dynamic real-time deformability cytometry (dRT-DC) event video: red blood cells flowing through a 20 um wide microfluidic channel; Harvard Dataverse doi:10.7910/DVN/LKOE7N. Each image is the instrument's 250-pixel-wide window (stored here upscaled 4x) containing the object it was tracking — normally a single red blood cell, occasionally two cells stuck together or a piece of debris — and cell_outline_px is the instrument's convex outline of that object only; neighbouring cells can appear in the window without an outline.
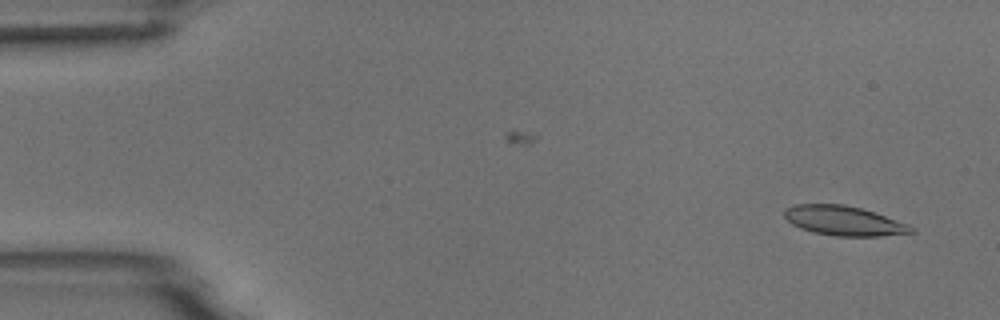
{"species": "common noctule bat (a hibernating species)", "species_latin": "Nyctalus noctula", "temperature_condition": "room temperature", "stored_images_in_passage": 3, "camera_frame_rate_fps": 3000, "um_per_image_px": 0.085, "animal": {"sex": "male", "body_mass_g": 18.8}, "frame": {"image": 1, "passage_image": 3, "time_ms": 2.333, "image_size_px": [1000, 320], "cell_outline_px": [[916, 232], [880, 236], [832, 236], [812, 232], [800, 228], [792, 224], [784, 216], [784, 208], [796, 204], [844, 204], [876, 212], [908, 224], [916, 228]], "centroid_in_image_um": [71.74, 18.76], "position_along_channel_um": 13.3, "area_um2": 22.08}}